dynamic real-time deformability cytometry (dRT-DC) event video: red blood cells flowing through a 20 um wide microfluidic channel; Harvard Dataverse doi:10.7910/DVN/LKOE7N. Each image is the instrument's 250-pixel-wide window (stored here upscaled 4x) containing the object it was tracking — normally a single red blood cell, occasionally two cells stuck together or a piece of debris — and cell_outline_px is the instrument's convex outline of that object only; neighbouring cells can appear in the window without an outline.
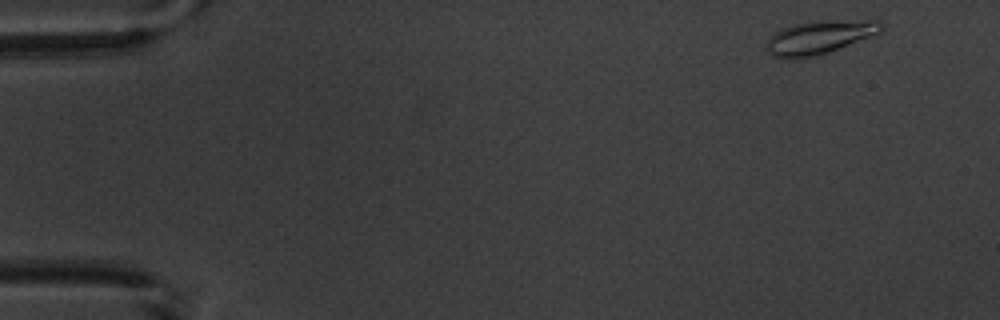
{"species": "common noctule bat (a hibernating species)", "species_latin": "Nyctalus noctula", "temperature_condition": "warm", "stored_images_in_passage": 6, "camera_frame_rate_fps": 3000, "um_per_image_px": 0.085, "animal": {"sex": "male", "body_mass_g": 20.1, "forearm_length_mm": 53.5}, "frame": {"image": 1, "passage_image": 1, "time_ms": 0.0, "image_size_px": [1000, 320], "cell_outline_px": [[884, 28], [876, 36], [816, 56], [796, 60], [788, 60], [772, 56], [764, 48], [764, 44], [768, 36], [780, 28], [792, 24], [812, 20], [876, 20], [884, 24]], "centroid_in_image_um": [69.61, 3.18], "position_along_channel_um": 15.4, "area_um2": 23.47}}
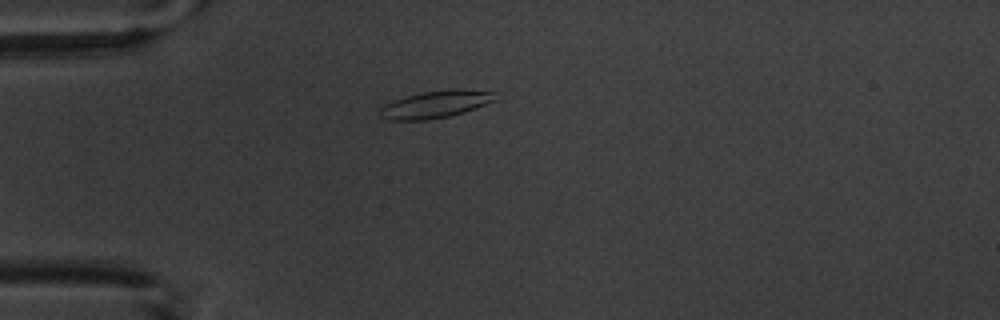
{"frame": {"image": 2, "passage_image": 4, "time_ms": 3.667, "image_size_px": [1000, 320], "cell_outline_px": [[496, 100], [464, 112], [448, 116], [428, 120], [392, 120], [380, 116], [376, 112], [384, 104], [404, 96], [424, 92], [448, 88], [464, 88], [496, 92]], "centroid_in_image_um": [37.02, 8.84], "position_along_channel_um": 48.0, "area_um2": 18.61}}